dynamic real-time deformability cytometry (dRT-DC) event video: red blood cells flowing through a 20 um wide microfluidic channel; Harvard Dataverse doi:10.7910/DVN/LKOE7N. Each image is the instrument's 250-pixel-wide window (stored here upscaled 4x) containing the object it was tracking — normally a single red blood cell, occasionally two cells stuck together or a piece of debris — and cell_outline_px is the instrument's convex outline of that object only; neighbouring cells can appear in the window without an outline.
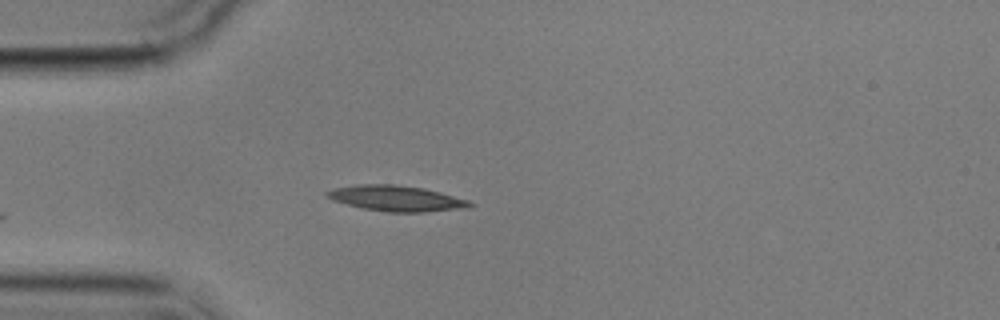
{"species": "common noctule bat (a hibernating species)", "species_latin": "Nyctalus noctula", "temperature_condition": "cold", "stored_images_in_passage": 1, "camera_frame_rate_fps": 3000, "um_per_image_px": 0.085, "animal": {"sex": "male", "body_mass_g": 17.9}, "frame": {"image": 1, "passage_image": 1, "time_ms": 0.0, "image_size_px": [1000, 320], "cell_outline_px": [[476, 204], [468, 208], [424, 212], [388, 212], [364, 208], [332, 200], [324, 196], [324, 192], [336, 188], [356, 184], [396, 184], [424, 188], [440, 192], [468, 200]], "centroid_in_image_um": [33.7, 16.86], "position_along_channel_um": 51.3, "area_um2": 21.39}}